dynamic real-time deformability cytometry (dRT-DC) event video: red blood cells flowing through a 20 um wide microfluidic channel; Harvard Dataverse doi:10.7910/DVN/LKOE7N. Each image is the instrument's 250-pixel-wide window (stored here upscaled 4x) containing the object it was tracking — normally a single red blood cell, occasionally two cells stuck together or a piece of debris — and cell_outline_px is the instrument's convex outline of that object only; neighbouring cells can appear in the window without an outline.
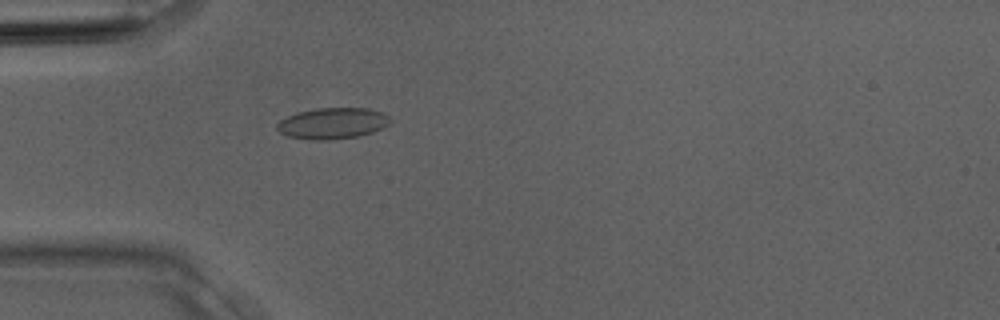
{"species": "Egyptian fruit bat (a non-hibernating species)", "species_latin": "Rousettus aegyptiacus", "temperature_condition": "room temperature", "stored_images_in_passage": 1, "camera_frame_rate_fps": 3000, "um_per_image_px": 0.085, "animal": {"sex": "male"}, "frame": {"image": 1, "passage_image": 1, "time_ms": 0.0, "image_size_px": [1000, 320], "cell_outline_px": [[392, 120], [388, 124], [372, 132], [356, 136], [328, 140], [312, 140], [288, 136], [280, 132], [276, 128], [276, 124], [280, 120], [296, 112], [316, 108], [368, 108], [380, 112], [388, 116]], "centroid_in_image_um": [28.23, 10.47], "position_along_channel_um": 56.8, "area_um2": 20.4}}